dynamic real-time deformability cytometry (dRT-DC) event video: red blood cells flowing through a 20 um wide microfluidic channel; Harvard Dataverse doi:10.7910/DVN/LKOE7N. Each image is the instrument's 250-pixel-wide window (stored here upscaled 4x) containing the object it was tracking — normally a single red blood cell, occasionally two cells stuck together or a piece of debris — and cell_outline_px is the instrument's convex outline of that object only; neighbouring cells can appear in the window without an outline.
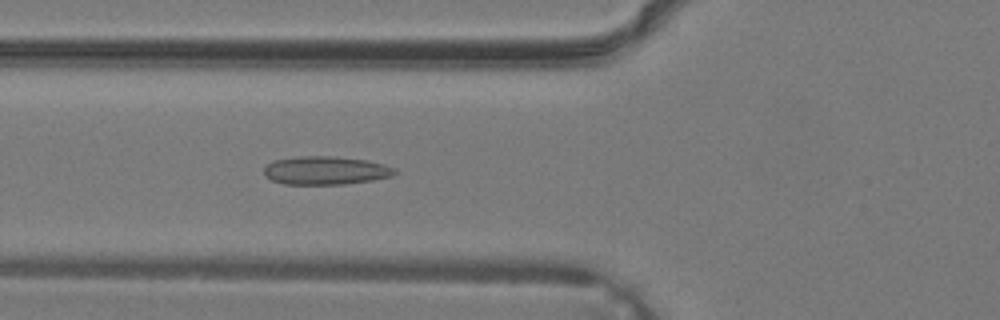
{"species": "common noctule bat (a hibernating species)", "species_latin": "Nyctalus noctula", "temperature_condition": "warm", "stored_images_in_passage": 37, "camera_frame_rate_fps": 3000, "um_per_image_px": 0.085, "animal": {"sex": "male", "body_mass_g": 19.2, "forearm_length_mm": 51.8}, "frame": {"image": 1, "passage_image": 14, "time_ms": 4.333, "image_size_px": [1000, 320], "cell_outline_px": [[396, 172], [392, 176], [372, 180], [344, 184], [284, 184], [272, 180], [264, 176], [264, 168], [272, 160], [300, 156], [336, 156], [368, 160], [384, 164], [396, 168]], "centroid_in_image_um": [27.68, 14.48], "position_along_channel_um": 98.1, "area_um2": 21.73}}
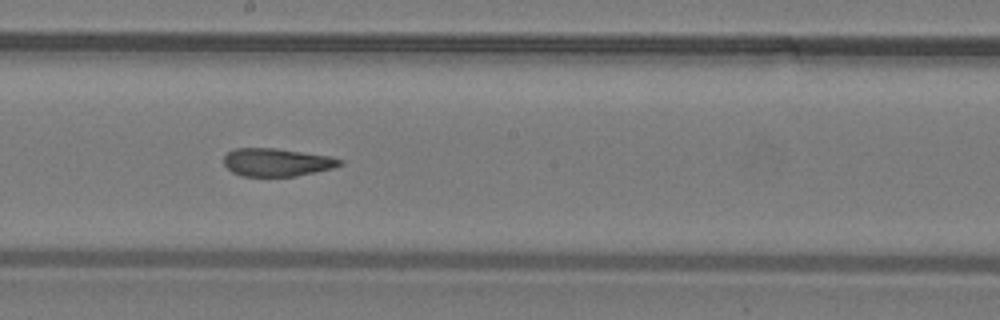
{"frame": {"image": 2, "passage_image": 21, "time_ms": 6.667, "image_size_px": [1000, 320], "cell_outline_px": [[344, 164], [332, 168], [296, 176], [244, 176], [232, 172], [224, 164], [224, 156], [228, 152], [236, 148], [276, 148], [328, 156], [344, 160]], "centroid_in_image_um": [23.53, 13.79], "position_along_channel_um": 224.7, "area_um2": 18.79}}
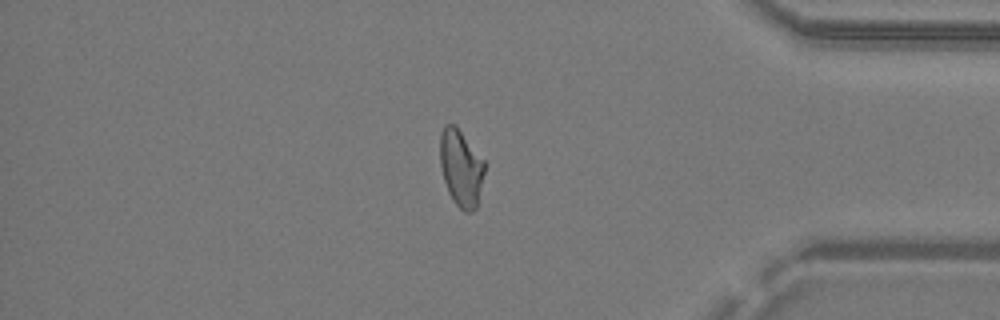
{"frame": {"image": 3, "passage_image": 32, "time_ms": 10.333, "image_size_px": [1000, 320], "cell_outline_px": [[484, 172], [476, 208], [472, 212], [464, 212], [452, 200], [448, 192], [444, 180], [440, 164], [440, 132], [444, 124], [456, 124], [484, 160]], "centroid_in_image_um": [39.17, 14.25], "position_along_channel_um": 396.0, "area_um2": 20.0}}